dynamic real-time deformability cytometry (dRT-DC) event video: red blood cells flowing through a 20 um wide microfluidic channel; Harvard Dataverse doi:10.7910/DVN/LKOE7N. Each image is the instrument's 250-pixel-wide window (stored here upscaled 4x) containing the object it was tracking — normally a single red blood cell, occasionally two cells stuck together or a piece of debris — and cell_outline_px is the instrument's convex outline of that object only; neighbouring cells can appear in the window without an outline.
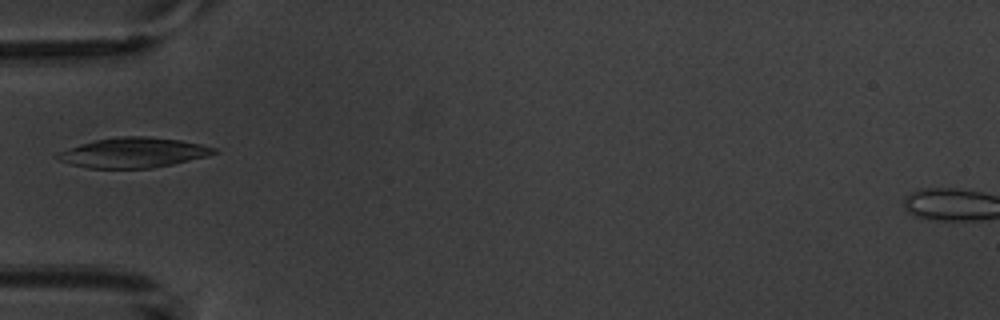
{"species": "common noctule bat (a hibernating species)", "species_latin": "Nyctalus noctula", "temperature_condition": "warm", "stored_images_in_passage": 2, "camera_frame_rate_fps": 3000, "um_per_image_px": 0.085, "animal": {"sex": "male", "body_mass_g": 20.1, "forearm_length_mm": 53.5}, "frame": {"image": 1, "passage_image": 2, "time_ms": 1.0, "image_size_px": [1000, 320], "cell_outline_px": [[220, 152], [208, 156], [172, 164], [152, 168], [88, 168], [72, 164], [60, 160], [52, 156], [56, 152], [80, 144], [96, 140], [116, 136], [148, 136], [180, 140], [200, 144], [216, 148]], "centroid_in_image_um": [11.33, 12.97], "position_along_channel_um": 73.7, "area_um2": 27.46}}